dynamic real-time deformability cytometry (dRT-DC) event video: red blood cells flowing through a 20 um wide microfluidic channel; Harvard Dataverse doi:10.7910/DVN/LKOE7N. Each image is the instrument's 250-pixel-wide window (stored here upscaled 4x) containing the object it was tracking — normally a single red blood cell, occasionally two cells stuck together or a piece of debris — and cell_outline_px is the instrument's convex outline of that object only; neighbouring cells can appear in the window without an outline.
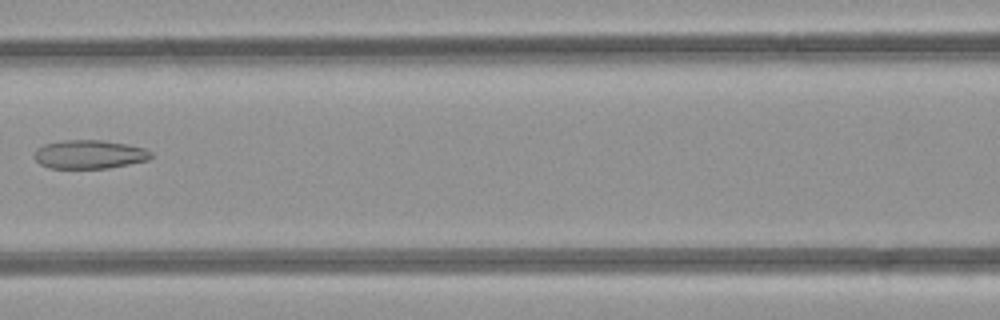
{"species": "common noctule bat (a hibernating species)", "species_latin": "Nyctalus noctula", "temperature_condition": "room temperature", "stored_images_in_passage": 7, "camera_frame_rate_fps": 3000, "um_per_image_px": 0.085, "animal": {"sex": "female", "body_mass_g": 21.9}, "frame": {"image": 1, "passage_image": 6, "time_ms": 6.667, "image_size_px": [1000, 320], "cell_outline_px": [[152, 156], [148, 160], [108, 168], [48, 168], [40, 164], [36, 160], [36, 148], [44, 144], [64, 140], [104, 140], [128, 144], [144, 148], [152, 152]], "centroid_in_image_um": [7.61, 13.11], "position_along_channel_um": 159.0, "area_um2": 19.48}}
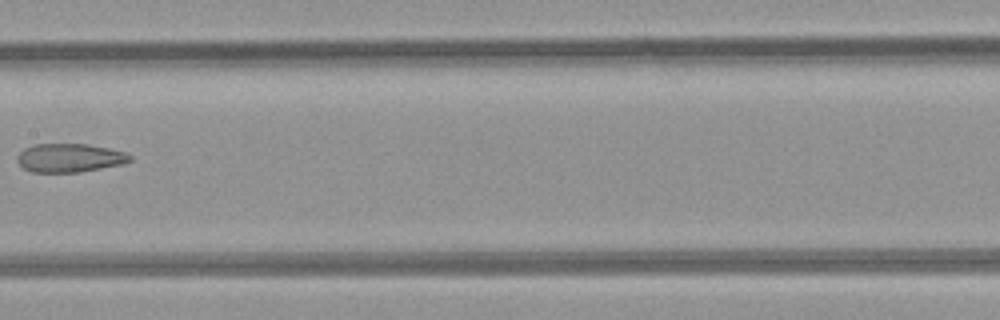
{"frame": {"image": 2, "passage_image": 7, "time_ms": 7.667, "image_size_px": [1000, 320], "cell_outline_px": [[132, 160], [124, 164], [80, 172], [32, 172], [24, 168], [16, 160], [16, 156], [24, 148], [32, 144], [88, 144], [108, 148], [124, 152], [132, 156]], "centroid_in_image_um": [5.91, 13.42], "position_along_channel_um": 201.5, "area_um2": 18.9}}